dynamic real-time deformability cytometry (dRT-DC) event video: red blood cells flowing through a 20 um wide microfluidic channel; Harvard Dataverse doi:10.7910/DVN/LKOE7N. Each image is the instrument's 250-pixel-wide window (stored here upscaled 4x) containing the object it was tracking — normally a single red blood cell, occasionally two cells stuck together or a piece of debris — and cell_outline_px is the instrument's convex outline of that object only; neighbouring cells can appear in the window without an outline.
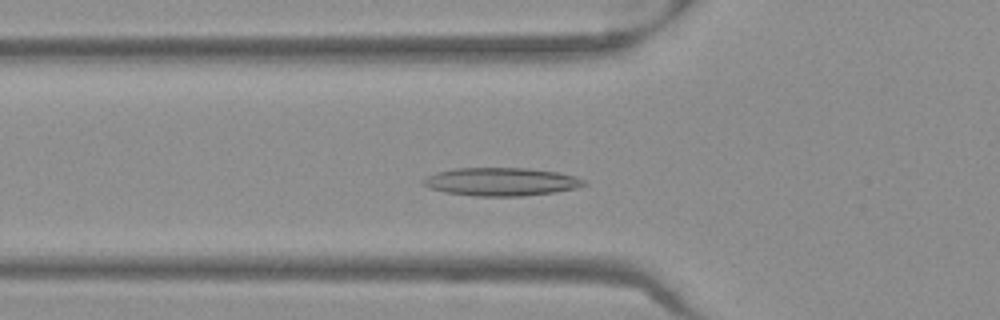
{"species": "Egyptian fruit bat (a non-hibernating species)", "species_latin": "Rousettus aegyptiacus", "temperature_condition": "warm", "stored_images_in_passage": 38, "camera_frame_rate_fps": 3000, "um_per_image_px": 0.085, "frame": {"image": 1, "passage_image": 12, "time_ms": 3.667, "image_size_px": [1000, 320], "cell_outline_px": [[588, 184], [576, 188], [556, 192], [520, 196], [476, 196], [444, 192], [428, 188], [420, 184], [420, 180], [436, 172], [456, 168], [528, 168], [556, 172], [576, 176], [588, 180]], "centroid_in_image_um": [42.59, 15.45], "position_along_channel_um": 83.2, "area_um2": 26.65}}
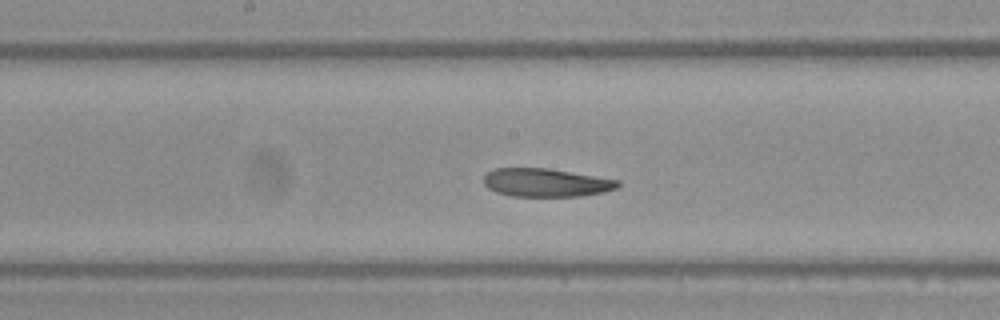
{"frame": {"image": 2, "passage_image": 21, "time_ms": 6.667, "image_size_px": [1000, 320], "cell_outline_px": [[620, 184], [616, 188], [604, 192], [580, 196], [512, 196], [496, 192], [488, 188], [484, 184], [484, 176], [488, 172], [496, 168], [548, 168], [620, 180]], "centroid_in_image_um": [46.41, 15.52], "position_along_channel_um": 201.8, "area_um2": 22.08}}
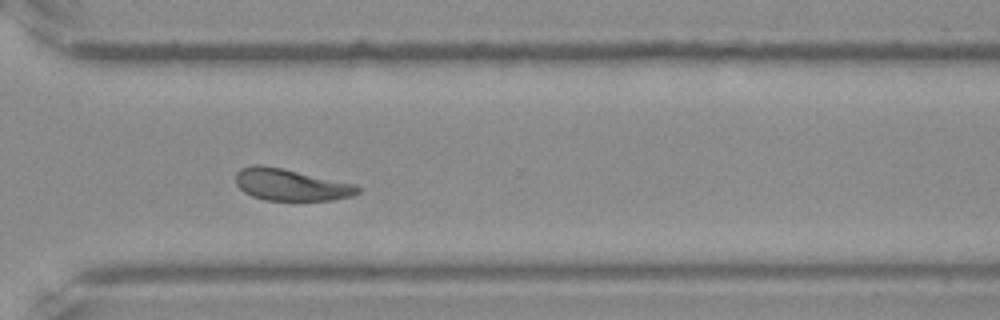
{"frame": {"image": 3, "passage_image": 32, "time_ms": 10.333, "image_size_px": [1000, 320], "cell_outline_px": [[360, 192], [352, 196], [332, 200], [264, 200], [252, 196], [244, 192], [236, 184], [236, 172], [240, 168], [252, 164], [260, 164], [284, 168], [356, 184], [360, 188]], "centroid_in_image_um": [24.71, 15.69], "position_along_channel_um": 345.9, "area_um2": 22.83}}